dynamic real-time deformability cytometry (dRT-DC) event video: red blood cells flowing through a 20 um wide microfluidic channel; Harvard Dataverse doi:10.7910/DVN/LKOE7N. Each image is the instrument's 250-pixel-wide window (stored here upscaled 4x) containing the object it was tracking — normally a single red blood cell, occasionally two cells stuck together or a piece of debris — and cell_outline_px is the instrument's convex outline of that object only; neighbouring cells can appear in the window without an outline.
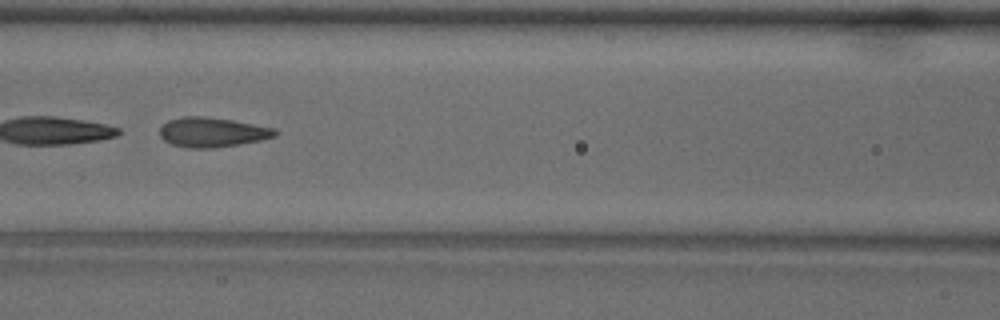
{"species": "common noctule bat (a hibernating species)", "species_latin": "Nyctalus noctula", "temperature_condition": "warm", "stored_images_in_passage": 28, "camera_frame_rate_fps": 3000, "um_per_image_px": 0.085, "animal": {"sex": "male", "body_mass_g": 18.8}, "frame": {"image": 1, "passage_image": 20, "time_ms": 6.333, "image_size_px": [1000, 320], "cell_outline_px": [[280, 132], [276, 136], [260, 140], [240, 144], [212, 148], [188, 148], [172, 144], [164, 140], [160, 136], [160, 128], [168, 120], [184, 116], [204, 116], [232, 120], [276, 128]], "centroid_in_image_um": [18.06, 11.24], "position_along_channel_um": 148.5, "area_um2": 20.0}}